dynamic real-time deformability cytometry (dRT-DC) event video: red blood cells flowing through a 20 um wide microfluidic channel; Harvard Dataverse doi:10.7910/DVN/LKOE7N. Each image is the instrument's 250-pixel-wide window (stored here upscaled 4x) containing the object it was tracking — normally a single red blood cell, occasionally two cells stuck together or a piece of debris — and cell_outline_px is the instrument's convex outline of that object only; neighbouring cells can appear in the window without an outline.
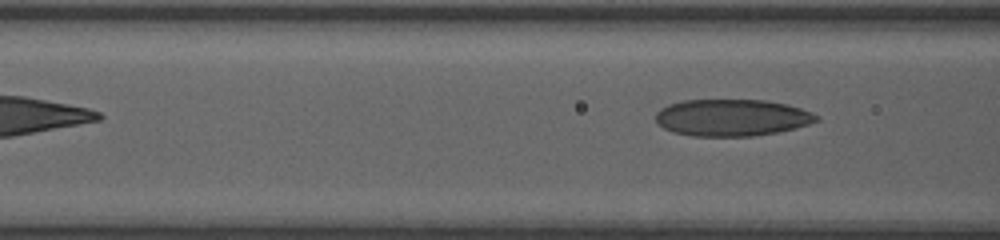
{"species": "human", "species_latin": "Homo sapiens", "temperature_condition": "room temperature", "stored_images_in_passage": 6, "segment_of_instrument_passage": [2, 2], "camera_frame_rate_fps": 3000, "um_per_image_px": 0.085, "donor": {"sex": "female"}, "frame": {"image": 1, "passage_image": 6, "time_ms": 3.0, "image_size_px": [1000, 240], "cell_outline_px": [[820, 120], [796, 128], [776, 132], [752, 136], [692, 136], [672, 132], [664, 128], [656, 120], [656, 112], [660, 108], [668, 104], [684, 100], [768, 100], [788, 104], [812, 112], [820, 116]], "centroid_in_image_um": [62.22, 9.99], "position_along_channel_um": 104.4, "area_um2": 34.68}}